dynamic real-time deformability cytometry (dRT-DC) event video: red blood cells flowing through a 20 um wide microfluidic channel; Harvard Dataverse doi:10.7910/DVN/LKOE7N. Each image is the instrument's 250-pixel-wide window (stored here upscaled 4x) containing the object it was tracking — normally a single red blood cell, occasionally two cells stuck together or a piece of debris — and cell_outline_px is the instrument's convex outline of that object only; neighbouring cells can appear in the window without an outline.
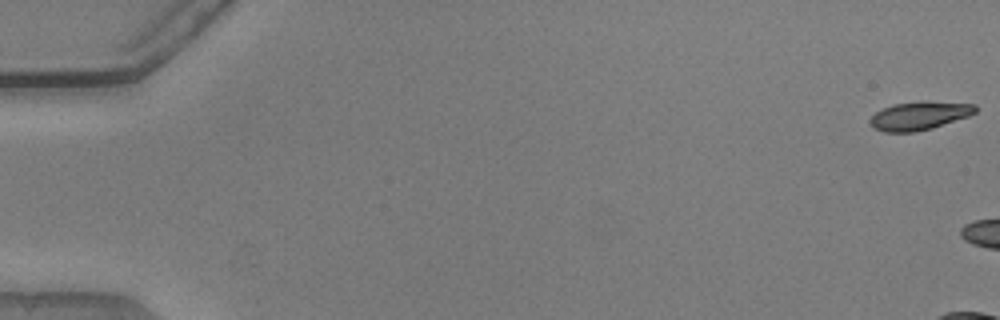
{"species": "common noctule bat (a hibernating species)", "species_latin": "Nyctalus noctula", "temperature_condition": "warm", "stored_images_in_passage": 7, "camera_frame_rate_fps": 3000, "um_per_image_px": 0.085, "animal": {"sex": "male", "body_mass_g": 20.5, "forearm_length_mm": 52.5}, "frame": {"image": 1, "passage_image": 1, "time_ms": 0.0, "image_size_px": [1000, 320], "cell_outline_px": [[976, 112], [968, 116], [932, 128], [916, 132], [884, 132], [872, 128], [868, 120], [876, 112], [892, 104], [924, 100], [976, 104]], "centroid_in_image_um": [78.12, 9.83], "position_along_channel_um": 6.9, "area_um2": 17.63}}